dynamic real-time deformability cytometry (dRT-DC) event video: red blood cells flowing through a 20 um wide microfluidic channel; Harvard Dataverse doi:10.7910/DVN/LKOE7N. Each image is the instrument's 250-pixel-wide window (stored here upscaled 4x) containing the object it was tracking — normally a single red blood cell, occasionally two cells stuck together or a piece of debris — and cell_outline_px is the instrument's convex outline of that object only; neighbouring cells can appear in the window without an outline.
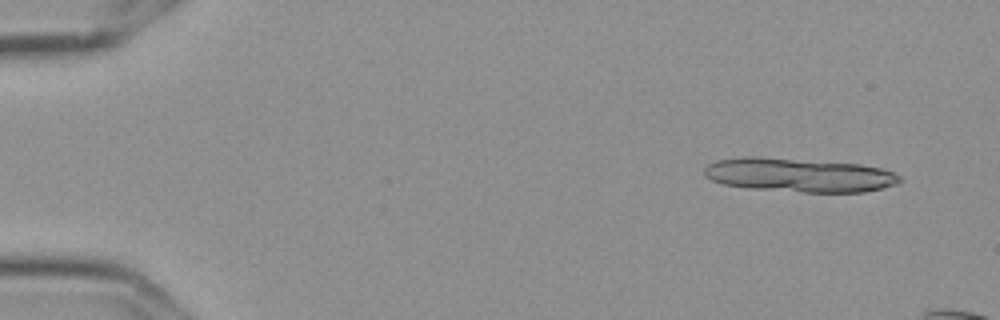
{"species": "Egyptian fruit bat (a non-hibernating species)", "species_latin": "Rousettus aegyptiacus", "temperature_condition": "cold", "stored_images_in_passage": 4, "camera_frame_rate_fps": 3000, "um_per_image_px": 0.085, "frame": {"image": 1, "passage_image": 1, "time_ms": 0.0, "image_size_px": [1000, 320], "cell_outline_px": [[900, 180], [896, 184], [884, 188], [864, 192], [804, 192], [752, 188], [724, 184], [712, 180], [704, 176], [704, 168], [708, 164], [716, 160], [744, 156], [756, 156], [860, 164], [884, 168], [900, 176]], "centroid_in_image_um": [67.92, 14.87], "position_along_channel_um": 17.1, "area_um2": 38.61}}